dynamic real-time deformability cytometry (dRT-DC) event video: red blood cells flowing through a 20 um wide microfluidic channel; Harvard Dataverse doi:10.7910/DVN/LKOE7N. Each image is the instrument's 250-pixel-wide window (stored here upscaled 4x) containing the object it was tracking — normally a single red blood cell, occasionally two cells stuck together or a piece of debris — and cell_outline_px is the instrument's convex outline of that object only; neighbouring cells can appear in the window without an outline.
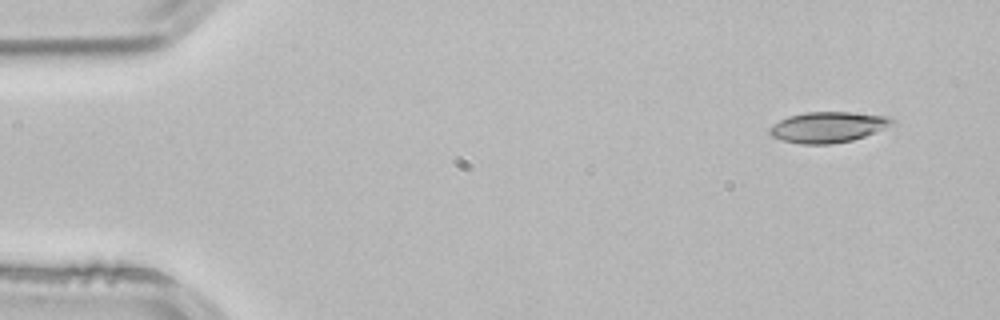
{"species": "common noctule bat (a hibernating species)", "species_latin": "Nyctalus noctula", "temperature_condition": "room temperature", "stored_images_in_passage": 3, "camera_frame_rate_fps": 3000, "um_per_image_px": 0.085, "animal": {"sex": "male", "body_mass_g": 21.5, "forearm_length_mm": 52.0}, "frame": {"image": 1, "passage_image": 1, "time_ms": 0.0, "image_size_px": [1000, 320], "cell_outline_px": [[896, 124], [864, 136], [852, 140], [832, 144], [800, 144], [784, 140], [772, 136], [768, 132], [768, 128], [772, 124], [788, 116], [804, 112], [848, 112], [888, 116], [896, 120]], "centroid_in_image_um": [70.39, 10.8], "position_along_channel_um": 14.6, "area_um2": 22.02}}
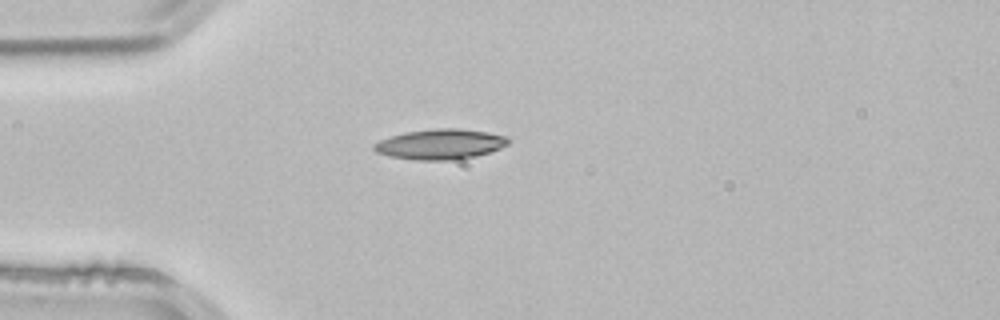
{"frame": {"image": 2, "passage_image": 3, "time_ms": 0.667, "image_size_px": [1000, 320], "cell_outline_px": [[508, 144], [500, 148], [476, 156], [456, 160], [416, 160], [388, 156], [376, 152], [372, 148], [372, 144], [380, 140], [404, 132], [432, 128], [460, 128], [488, 132], [504, 136], [508, 140]], "centroid_in_image_um": [37.38, 12.25], "position_along_channel_um": 47.6, "area_um2": 23.76}}